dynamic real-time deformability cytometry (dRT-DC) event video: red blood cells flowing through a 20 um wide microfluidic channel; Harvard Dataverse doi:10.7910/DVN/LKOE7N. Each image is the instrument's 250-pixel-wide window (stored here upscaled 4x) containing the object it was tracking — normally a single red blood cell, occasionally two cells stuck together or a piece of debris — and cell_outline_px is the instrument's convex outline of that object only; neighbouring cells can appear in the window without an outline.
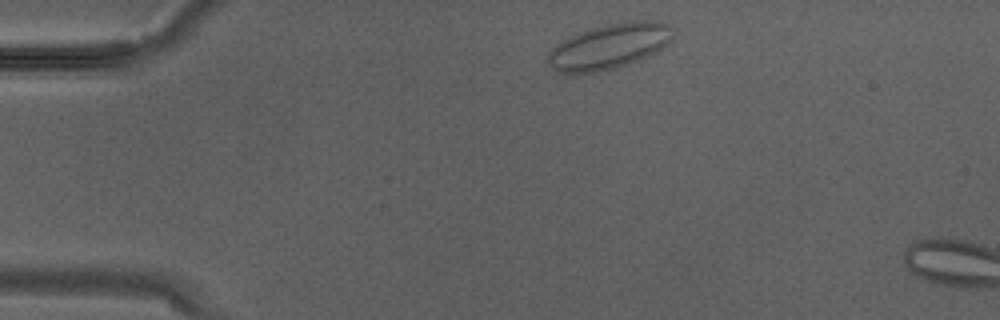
{"species": "Egyptian fruit bat (a non-hibernating species)", "species_latin": "Rousettus aegyptiacus", "temperature_condition": "warm", "stored_images_in_passage": 2, "camera_frame_rate_fps": 3000, "um_per_image_px": 0.085, "animal": {"sex": "male"}, "frame": {"image": 1, "passage_image": 1, "time_ms": 0.0, "image_size_px": [1000, 320], "cell_outline_px": [[672, 40], [668, 44], [656, 52], [648, 56], [612, 68], [596, 72], [556, 72], [548, 64], [548, 52], [556, 44], [568, 36], [604, 24], [632, 20], [660, 20], [664, 24], [672, 36]], "centroid_in_image_um": [51.75, 3.92], "position_along_channel_um": 33.3, "area_um2": 32.54}}